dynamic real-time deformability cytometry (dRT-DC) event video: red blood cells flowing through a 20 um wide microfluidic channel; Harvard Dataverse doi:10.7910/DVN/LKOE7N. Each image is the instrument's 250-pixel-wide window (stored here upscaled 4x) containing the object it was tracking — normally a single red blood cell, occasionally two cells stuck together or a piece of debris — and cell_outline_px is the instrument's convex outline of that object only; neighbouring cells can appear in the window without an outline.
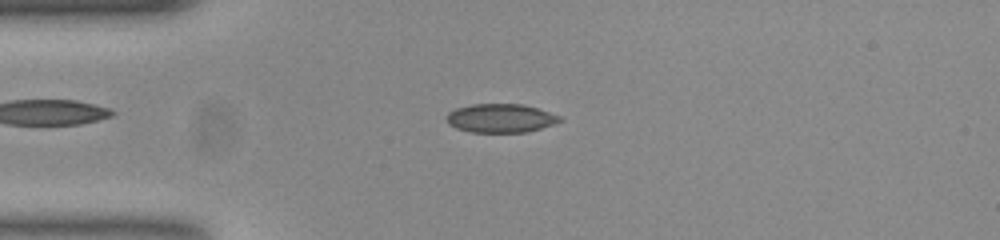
{"species": "common noctule bat (a hibernating species)", "species_latin": "Nyctalus noctula", "temperature_condition": "room temperature", "stored_images_in_passage": 53, "camera_frame_rate_fps": 3000, "um_per_image_px": 0.085, "animal": {"sex": "female", "body_mass_g": 23.0, "forearm_length_mm": 53.4}, "frame": {"image": 1, "passage_image": 12, "time_ms": 3.667, "image_size_px": [1000, 240], "cell_outline_px": [[564, 120], [528, 132], [472, 132], [456, 128], [448, 124], [444, 120], [444, 116], [448, 112], [456, 108], [472, 104], [524, 104], [560, 116]], "centroid_in_image_um": [42.49, 10.04], "position_along_channel_um": 42.5, "area_um2": 19.02}}
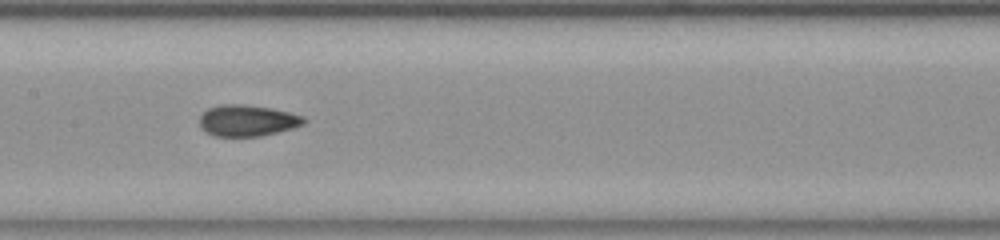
{"frame": {"image": 2, "passage_image": 25, "time_ms": 8.0, "image_size_px": [1000, 240], "cell_outline_px": [[308, 120], [304, 124], [292, 128], [260, 136], [216, 136], [208, 132], [200, 124], [200, 116], [208, 108], [220, 104], [244, 104], [272, 108], [304, 116]], "centroid_in_image_um": [21.06, 10.23], "position_along_channel_um": 186.3, "area_um2": 18.9}}
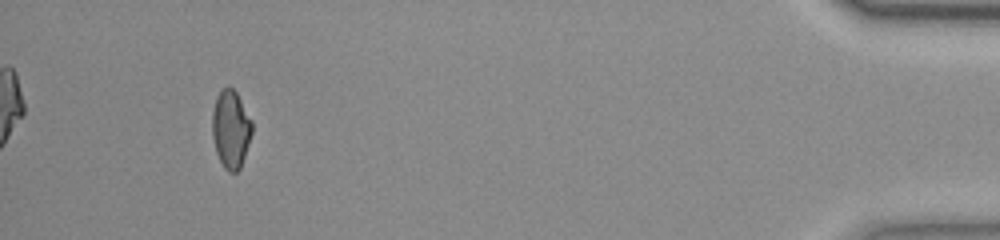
{"frame": {"image": 3, "passage_image": 49, "time_ms": 16.0, "image_size_px": [1000, 240], "cell_outline_px": [[252, 132], [240, 168], [236, 172], [228, 172], [224, 168], [216, 152], [212, 136], [212, 108], [216, 96], [220, 88], [228, 84], [236, 92], [252, 120]], "centroid_in_image_um": [19.59, 10.92], "position_along_channel_um": 415.6, "area_um2": 18.26}, "authors_computed_cell_mechanics": {"area_um2": 18.5538, "velocity_mm_per_s": 3.7793, "shape_relaxation_time_tau1_ms": null, "shape_relaxation_time_tau2_ms": 1.8626, "deformation_change_tau1": null, "deformation_change_tau2": 0.0734}}